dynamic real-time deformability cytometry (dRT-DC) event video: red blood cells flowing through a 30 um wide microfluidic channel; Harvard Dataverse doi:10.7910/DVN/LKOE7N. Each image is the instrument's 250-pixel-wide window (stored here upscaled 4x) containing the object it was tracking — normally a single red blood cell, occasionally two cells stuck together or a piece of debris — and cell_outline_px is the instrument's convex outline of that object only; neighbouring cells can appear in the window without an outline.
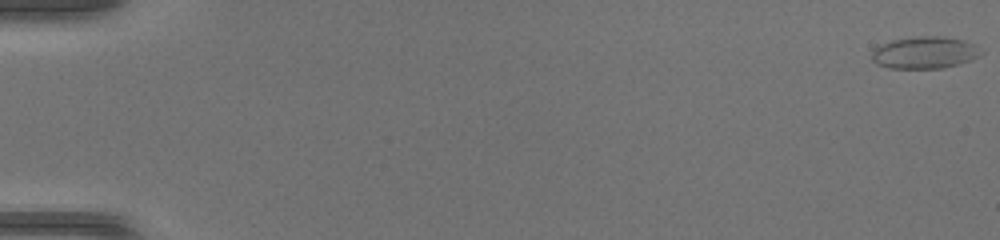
{"species": "common noctule bat (a hibernating species)", "species_latin": "Nyctalus noctula", "temperature_condition": "warm", "stored_images_in_passage": 49, "camera_frame_rate_fps": 3000, "um_per_image_px": 0.085, "animal": {"sex": "female", "body_mass_g": 17.0, "forearm_length_mm": 48.0}, "frame": {"image": 1, "passage_image": 1, "time_ms": 0.0, "image_size_px": [1000, 240], "cell_outline_px": [[984, 52], [980, 56], [972, 60], [944, 68], [888, 68], [876, 64], [872, 60], [872, 52], [876, 48], [892, 40], [920, 36], [940, 36], [964, 40], [972, 44]], "centroid_in_image_um": [78.62, 4.48], "position_along_channel_um": 6.4, "area_um2": 20.29}}
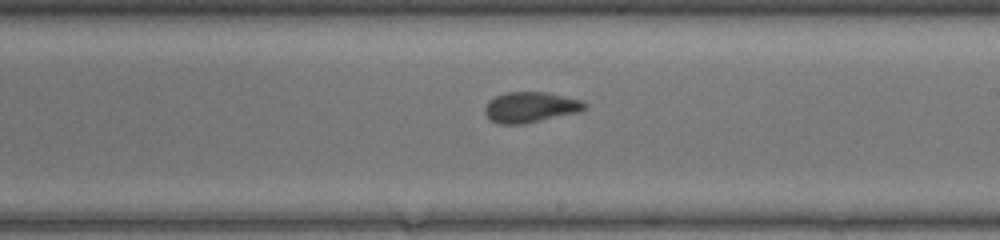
{"frame": {"image": 2, "passage_image": 30, "time_ms": 9.667, "image_size_px": [1000, 240], "cell_outline_px": [[588, 108], [580, 112], [524, 124], [496, 124], [484, 112], [484, 108], [488, 100], [504, 92], [544, 92], [564, 96], [580, 100], [588, 104]], "centroid_in_image_um": [45.09, 9.12], "position_along_channel_um": 243.9, "area_um2": 17.92}}
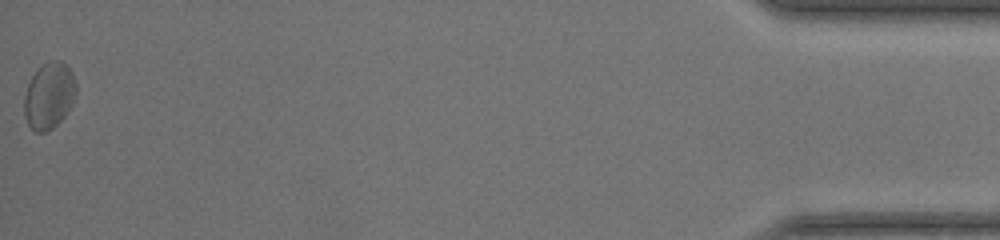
{"frame": {"image": 3, "passage_image": 49, "time_ms": 16.0, "image_size_px": [1000, 240], "cell_outline_px": [[76, 96], [72, 104], [64, 116], [52, 128], [44, 132], [36, 132], [28, 124], [24, 116], [24, 96], [28, 84], [32, 76], [44, 64], [52, 60], [60, 60], [72, 72], [76, 84]], "centroid_in_image_um": [4.17, 8.14], "position_along_channel_um": 431.0, "area_um2": 19.83}}